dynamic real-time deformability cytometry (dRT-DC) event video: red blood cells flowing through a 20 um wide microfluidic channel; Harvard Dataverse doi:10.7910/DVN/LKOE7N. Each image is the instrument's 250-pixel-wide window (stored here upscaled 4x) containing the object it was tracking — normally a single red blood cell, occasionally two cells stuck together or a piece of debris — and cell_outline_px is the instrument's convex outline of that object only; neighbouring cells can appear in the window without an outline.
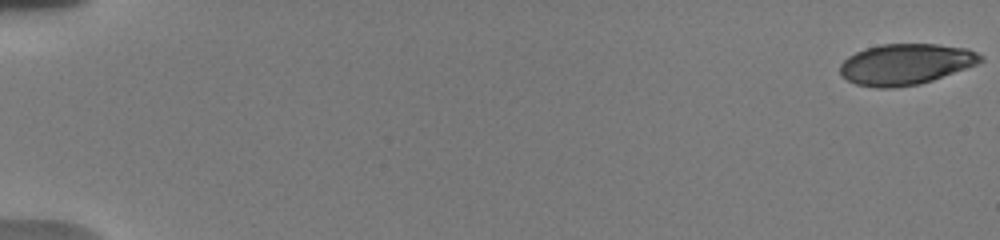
{"species": "human", "species_latin": "Homo sapiens", "temperature_condition": "warm", "stored_images_in_passage": 9, "camera_frame_rate_fps": 3000, "um_per_image_px": 0.085, "donor": {"sex": "male"}, "frame": {"image": 1, "passage_image": 1, "time_ms": 0.0, "image_size_px": [1000, 240], "cell_outline_px": [[984, 60], [976, 64], [932, 80], [920, 84], [892, 88], [876, 88], [856, 84], [840, 76], [840, 64], [848, 56], [856, 52], [880, 44], [936, 44], [968, 48], [984, 56]], "centroid_in_image_um": [76.97, 5.46], "position_along_channel_um": 8.0, "area_um2": 33.47}}
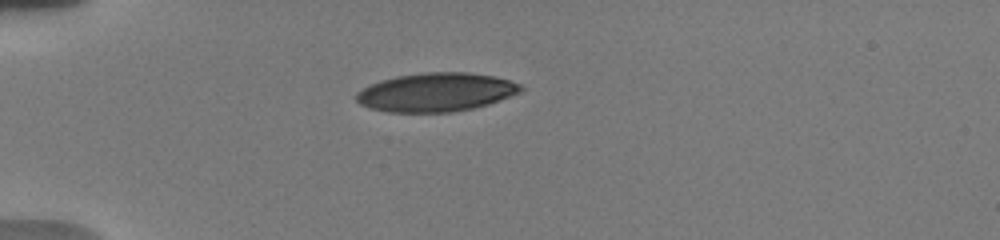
{"frame": {"image": 2, "passage_image": 7, "time_ms": 5.333, "image_size_px": [1000, 240], "cell_outline_px": [[524, 88], [520, 92], [488, 104], [472, 108], [452, 112], [388, 112], [368, 108], [360, 104], [356, 100], [356, 92], [380, 80], [396, 76], [424, 72], [468, 72], [496, 76], [520, 84]], "centroid_in_image_um": [37.05, 7.83], "position_along_channel_um": 48.0, "area_um2": 37.05}}
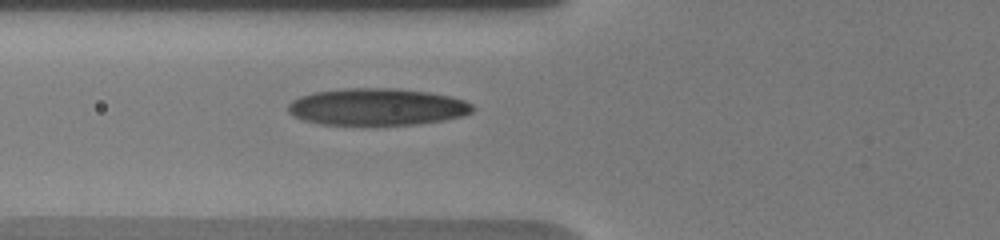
{"frame": {"image": 3, "passage_image": 9, "time_ms": 7.333, "image_size_px": [1000, 240], "cell_outline_px": [[476, 108], [472, 112], [464, 116], [444, 120], [412, 124], [320, 124], [304, 120], [288, 112], [288, 104], [292, 100], [300, 96], [312, 92], [344, 88], [396, 88], [428, 92], [452, 96], [464, 100], [472, 104]], "centroid_in_image_um": [32.08, 9.07], "position_along_channel_um": 93.7, "area_um2": 39.77}}